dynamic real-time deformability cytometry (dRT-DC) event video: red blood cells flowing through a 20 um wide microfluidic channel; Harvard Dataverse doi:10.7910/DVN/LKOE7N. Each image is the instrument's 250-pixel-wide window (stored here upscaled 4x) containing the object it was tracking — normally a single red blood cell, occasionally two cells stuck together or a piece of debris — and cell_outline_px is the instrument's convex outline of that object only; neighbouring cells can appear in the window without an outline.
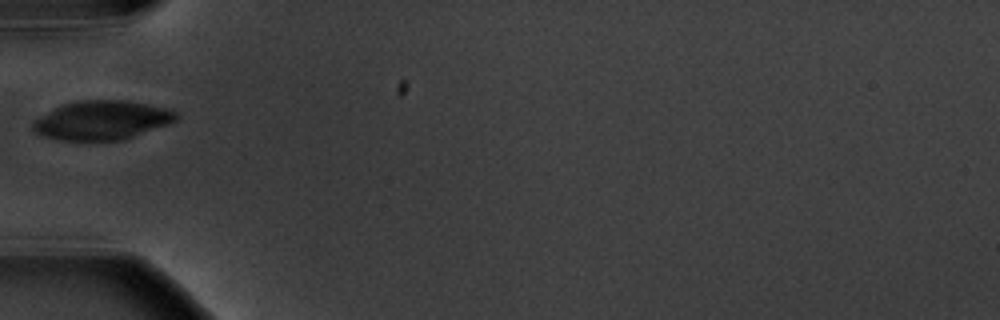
{"species": "common noctule bat (a hibernating species)", "species_latin": "Nyctalus noctula", "temperature_condition": "warm", "stored_images_in_passage": 1, "camera_frame_rate_fps": 3000, "um_per_image_px": 0.085, "animal": {"sex": "male", "body_mass_g": 20.1, "forearm_length_mm": 53.5}, "frame": {"image": 1, "passage_image": 1, "time_ms": 0.0, "image_size_px": [1000, 320], "cell_outline_px": [[180, 116], [176, 120], [168, 124], [124, 140], [60, 140], [40, 136], [32, 128], [32, 120], [64, 104], [76, 100], [124, 100], [172, 108]], "centroid_in_image_um": [8.68, 10.22], "position_along_channel_um": 76.3, "area_um2": 32.77}}